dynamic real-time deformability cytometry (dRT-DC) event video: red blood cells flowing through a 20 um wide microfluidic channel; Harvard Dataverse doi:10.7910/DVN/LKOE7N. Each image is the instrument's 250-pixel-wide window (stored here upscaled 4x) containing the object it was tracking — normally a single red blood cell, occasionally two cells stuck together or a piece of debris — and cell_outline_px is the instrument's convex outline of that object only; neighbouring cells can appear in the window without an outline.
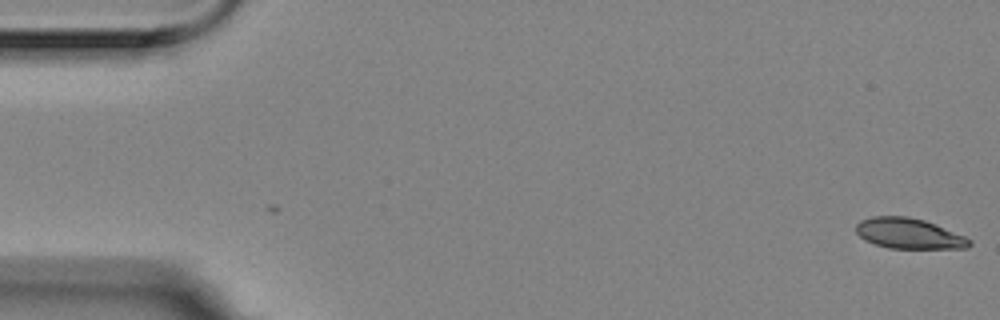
{"species": "Egyptian fruit bat (a non-hibernating species)", "species_latin": "Rousettus aegyptiacus", "temperature_condition": "room temperature", "stored_images_in_passage": 3, "camera_frame_rate_fps": 3000, "um_per_image_px": 0.085, "animal": {"sex": "female"}, "frame": {"image": 1, "passage_image": 3, "time_ms": 0.667, "image_size_px": [1000, 320], "cell_outline_px": [[972, 244], [968, 248], [888, 248], [864, 240], [856, 232], [856, 224], [860, 220], [872, 216], [908, 216], [924, 220], [936, 224], [964, 236], [972, 240]], "centroid_in_image_um": [77.25, 19.84], "position_along_channel_um": 7.7, "area_um2": 20.17}}